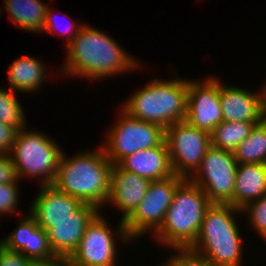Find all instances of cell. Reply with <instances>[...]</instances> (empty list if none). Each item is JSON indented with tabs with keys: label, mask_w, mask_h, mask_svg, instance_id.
I'll return each instance as SVG.
<instances>
[{
	"label": "cell",
	"mask_w": 266,
	"mask_h": 266,
	"mask_svg": "<svg viewBox=\"0 0 266 266\" xmlns=\"http://www.w3.org/2000/svg\"><path fill=\"white\" fill-rule=\"evenodd\" d=\"M66 48L67 58L59 71L66 76L102 81L140 69L139 59L129 55L114 38L88 24L80 28Z\"/></svg>",
	"instance_id": "cell-1"
},
{
	"label": "cell",
	"mask_w": 266,
	"mask_h": 266,
	"mask_svg": "<svg viewBox=\"0 0 266 266\" xmlns=\"http://www.w3.org/2000/svg\"><path fill=\"white\" fill-rule=\"evenodd\" d=\"M112 167L101 146L96 150L80 151L68 158L62 152L52 185L101 211L110 195Z\"/></svg>",
	"instance_id": "cell-2"
},
{
	"label": "cell",
	"mask_w": 266,
	"mask_h": 266,
	"mask_svg": "<svg viewBox=\"0 0 266 266\" xmlns=\"http://www.w3.org/2000/svg\"><path fill=\"white\" fill-rule=\"evenodd\" d=\"M237 212L241 213L242 209L231 204L212 203L205 212L197 239L189 249L211 265L241 266L243 243L235 221Z\"/></svg>",
	"instance_id": "cell-3"
},
{
	"label": "cell",
	"mask_w": 266,
	"mask_h": 266,
	"mask_svg": "<svg viewBox=\"0 0 266 266\" xmlns=\"http://www.w3.org/2000/svg\"><path fill=\"white\" fill-rule=\"evenodd\" d=\"M211 204L203 189L185 178L175 190L165 219L155 232L156 240L171 249L190 248L197 239L205 212Z\"/></svg>",
	"instance_id": "cell-4"
},
{
	"label": "cell",
	"mask_w": 266,
	"mask_h": 266,
	"mask_svg": "<svg viewBox=\"0 0 266 266\" xmlns=\"http://www.w3.org/2000/svg\"><path fill=\"white\" fill-rule=\"evenodd\" d=\"M153 79L132 94L120 107L129 116L155 123L166 129L185 121L187 114L188 79Z\"/></svg>",
	"instance_id": "cell-5"
},
{
	"label": "cell",
	"mask_w": 266,
	"mask_h": 266,
	"mask_svg": "<svg viewBox=\"0 0 266 266\" xmlns=\"http://www.w3.org/2000/svg\"><path fill=\"white\" fill-rule=\"evenodd\" d=\"M45 134L26 128L17 131L9 155L20 181L30 176L39 177L41 185H52L55 181L63 150Z\"/></svg>",
	"instance_id": "cell-6"
},
{
	"label": "cell",
	"mask_w": 266,
	"mask_h": 266,
	"mask_svg": "<svg viewBox=\"0 0 266 266\" xmlns=\"http://www.w3.org/2000/svg\"><path fill=\"white\" fill-rule=\"evenodd\" d=\"M119 110V119L105 133L106 141L102 146L113 165L128 155L160 146L165 141V129L160 125L135 119L121 108Z\"/></svg>",
	"instance_id": "cell-7"
},
{
	"label": "cell",
	"mask_w": 266,
	"mask_h": 266,
	"mask_svg": "<svg viewBox=\"0 0 266 266\" xmlns=\"http://www.w3.org/2000/svg\"><path fill=\"white\" fill-rule=\"evenodd\" d=\"M104 218L99 212L87 225L79 246L69 258L72 266H117L119 247L116 241H132L127 236L123 221L120 220L115 227L117 231H113Z\"/></svg>",
	"instance_id": "cell-8"
},
{
	"label": "cell",
	"mask_w": 266,
	"mask_h": 266,
	"mask_svg": "<svg viewBox=\"0 0 266 266\" xmlns=\"http://www.w3.org/2000/svg\"><path fill=\"white\" fill-rule=\"evenodd\" d=\"M185 178L176 174L165 179L150 182L145 197L136 210L123 222L127 236L132 240L143 237L150 231L154 233L162 225L170 207L174 192Z\"/></svg>",
	"instance_id": "cell-9"
},
{
	"label": "cell",
	"mask_w": 266,
	"mask_h": 266,
	"mask_svg": "<svg viewBox=\"0 0 266 266\" xmlns=\"http://www.w3.org/2000/svg\"><path fill=\"white\" fill-rule=\"evenodd\" d=\"M237 165L233 152L211 145L189 179L203 189L212 203L233 206Z\"/></svg>",
	"instance_id": "cell-10"
},
{
	"label": "cell",
	"mask_w": 266,
	"mask_h": 266,
	"mask_svg": "<svg viewBox=\"0 0 266 266\" xmlns=\"http://www.w3.org/2000/svg\"><path fill=\"white\" fill-rule=\"evenodd\" d=\"M165 141L172 171L183 178H190L196 172L211 146L210 133L193 127L186 121L167 127Z\"/></svg>",
	"instance_id": "cell-11"
},
{
	"label": "cell",
	"mask_w": 266,
	"mask_h": 266,
	"mask_svg": "<svg viewBox=\"0 0 266 266\" xmlns=\"http://www.w3.org/2000/svg\"><path fill=\"white\" fill-rule=\"evenodd\" d=\"M185 121L208 133L223 122L217 77L212 75L206 77L204 81L188 80Z\"/></svg>",
	"instance_id": "cell-12"
},
{
	"label": "cell",
	"mask_w": 266,
	"mask_h": 266,
	"mask_svg": "<svg viewBox=\"0 0 266 266\" xmlns=\"http://www.w3.org/2000/svg\"><path fill=\"white\" fill-rule=\"evenodd\" d=\"M219 80V97L223 121L261 122L266 117V88L258 93L236 86H226Z\"/></svg>",
	"instance_id": "cell-13"
},
{
	"label": "cell",
	"mask_w": 266,
	"mask_h": 266,
	"mask_svg": "<svg viewBox=\"0 0 266 266\" xmlns=\"http://www.w3.org/2000/svg\"><path fill=\"white\" fill-rule=\"evenodd\" d=\"M99 212L95 206L83 203L69 218L56 222L47 231L54 254L70 258L79 246L87 225Z\"/></svg>",
	"instance_id": "cell-14"
},
{
	"label": "cell",
	"mask_w": 266,
	"mask_h": 266,
	"mask_svg": "<svg viewBox=\"0 0 266 266\" xmlns=\"http://www.w3.org/2000/svg\"><path fill=\"white\" fill-rule=\"evenodd\" d=\"M24 217L19 220L18 226L11 234L0 240V244L33 260H49L56 257L47 232L37 224L29 212Z\"/></svg>",
	"instance_id": "cell-15"
},
{
	"label": "cell",
	"mask_w": 266,
	"mask_h": 266,
	"mask_svg": "<svg viewBox=\"0 0 266 266\" xmlns=\"http://www.w3.org/2000/svg\"><path fill=\"white\" fill-rule=\"evenodd\" d=\"M38 192L28 212L46 232L56 222L69 218L83 204L79 199L59 191L54 185H41Z\"/></svg>",
	"instance_id": "cell-16"
},
{
	"label": "cell",
	"mask_w": 266,
	"mask_h": 266,
	"mask_svg": "<svg viewBox=\"0 0 266 266\" xmlns=\"http://www.w3.org/2000/svg\"><path fill=\"white\" fill-rule=\"evenodd\" d=\"M150 180L113 165L111 171L110 195L107 204L123 212L125 221L137 208L148 191Z\"/></svg>",
	"instance_id": "cell-17"
},
{
	"label": "cell",
	"mask_w": 266,
	"mask_h": 266,
	"mask_svg": "<svg viewBox=\"0 0 266 266\" xmlns=\"http://www.w3.org/2000/svg\"><path fill=\"white\" fill-rule=\"evenodd\" d=\"M117 165L121 169L145 177L150 181L165 179L174 174L166 141L160 146L140 150L128 155Z\"/></svg>",
	"instance_id": "cell-18"
},
{
	"label": "cell",
	"mask_w": 266,
	"mask_h": 266,
	"mask_svg": "<svg viewBox=\"0 0 266 266\" xmlns=\"http://www.w3.org/2000/svg\"><path fill=\"white\" fill-rule=\"evenodd\" d=\"M266 194V163L238 164L233 207L243 209Z\"/></svg>",
	"instance_id": "cell-19"
},
{
	"label": "cell",
	"mask_w": 266,
	"mask_h": 266,
	"mask_svg": "<svg viewBox=\"0 0 266 266\" xmlns=\"http://www.w3.org/2000/svg\"><path fill=\"white\" fill-rule=\"evenodd\" d=\"M46 66L38 58L23 55L9 64L8 84L10 89L20 93H33L40 90L46 80Z\"/></svg>",
	"instance_id": "cell-20"
},
{
	"label": "cell",
	"mask_w": 266,
	"mask_h": 266,
	"mask_svg": "<svg viewBox=\"0 0 266 266\" xmlns=\"http://www.w3.org/2000/svg\"><path fill=\"white\" fill-rule=\"evenodd\" d=\"M3 3L15 26L28 32L42 33L48 3L41 0H4Z\"/></svg>",
	"instance_id": "cell-21"
},
{
	"label": "cell",
	"mask_w": 266,
	"mask_h": 266,
	"mask_svg": "<svg viewBox=\"0 0 266 266\" xmlns=\"http://www.w3.org/2000/svg\"><path fill=\"white\" fill-rule=\"evenodd\" d=\"M260 122L223 121L210 133L211 145L225 151L234 152L251 133L255 124Z\"/></svg>",
	"instance_id": "cell-22"
},
{
	"label": "cell",
	"mask_w": 266,
	"mask_h": 266,
	"mask_svg": "<svg viewBox=\"0 0 266 266\" xmlns=\"http://www.w3.org/2000/svg\"><path fill=\"white\" fill-rule=\"evenodd\" d=\"M238 164L266 163V117L233 152Z\"/></svg>",
	"instance_id": "cell-23"
},
{
	"label": "cell",
	"mask_w": 266,
	"mask_h": 266,
	"mask_svg": "<svg viewBox=\"0 0 266 266\" xmlns=\"http://www.w3.org/2000/svg\"><path fill=\"white\" fill-rule=\"evenodd\" d=\"M9 89V90H8ZM0 86V122L11 125L17 130L27 126L26 115L16 92Z\"/></svg>",
	"instance_id": "cell-24"
},
{
	"label": "cell",
	"mask_w": 266,
	"mask_h": 266,
	"mask_svg": "<svg viewBox=\"0 0 266 266\" xmlns=\"http://www.w3.org/2000/svg\"><path fill=\"white\" fill-rule=\"evenodd\" d=\"M242 212L247 213L251 229H254L266 242V194L248 203Z\"/></svg>",
	"instance_id": "cell-25"
},
{
	"label": "cell",
	"mask_w": 266,
	"mask_h": 266,
	"mask_svg": "<svg viewBox=\"0 0 266 266\" xmlns=\"http://www.w3.org/2000/svg\"><path fill=\"white\" fill-rule=\"evenodd\" d=\"M56 14L54 12H52L51 8L48 7L47 9V14H46V18H45V23L43 26V31L44 33H52V35H57L58 33V29L56 28L57 25V19L55 20L54 17ZM84 24H82V22L77 23L72 21V23H70V21L68 22V24L65 27H62V30L60 29V35L61 36H65L67 37L65 40V47L68 46V44L77 36L80 28L83 26ZM59 27V26H58ZM57 32V33H56Z\"/></svg>",
	"instance_id": "cell-26"
},
{
	"label": "cell",
	"mask_w": 266,
	"mask_h": 266,
	"mask_svg": "<svg viewBox=\"0 0 266 266\" xmlns=\"http://www.w3.org/2000/svg\"><path fill=\"white\" fill-rule=\"evenodd\" d=\"M19 182H9L0 185V216L13 213L19 202ZM17 206V207H16Z\"/></svg>",
	"instance_id": "cell-27"
},
{
	"label": "cell",
	"mask_w": 266,
	"mask_h": 266,
	"mask_svg": "<svg viewBox=\"0 0 266 266\" xmlns=\"http://www.w3.org/2000/svg\"><path fill=\"white\" fill-rule=\"evenodd\" d=\"M173 250L177 253L167 259L166 263L169 266H206L208 264L200 254L189 248Z\"/></svg>",
	"instance_id": "cell-28"
},
{
	"label": "cell",
	"mask_w": 266,
	"mask_h": 266,
	"mask_svg": "<svg viewBox=\"0 0 266 266\" xmlns=\"http://www.w3.org/2000/svg\"><path fill=\"white\" fill-rule=\"evenodd\" d=\"M34 260L0 244V266H33Z\"/></svg>",
	"instance_id": "cell-29"
},
{
	"label": "cell",
	"mask_w": 266,
	"mask_h": 266,
	"mask_svg": "<svg viewBox=\"0 0 266 266\" xmlns=\"http://www.w3.org/2000/svg\"><path fill=\"white\" fill-rule=\"evenodd\" d=\"M15 166L9 154L0 155V185L9 182H19Z\"/></svg>",
	"instance_id": "cell-30"
},
{
	"label": "cell",
	"mask_w": 266,
	"mask_h": 266,
	"mask_svg": "<svg viewBox=\"0 0 266 266\" xmlns=\"http://www.w3.org/2000/svg\"><path fill=\"white\" fill-rule=\"evenodd\" d=\"M17 131L15 127L0 122V155L10 153Z\"/></svg>",
	"instance_id": "cell-31"
},
{
	"label": "cell",
	"mask_w": 266,
	"mask_h": 266,
	"mask_svg": "<svg viewBox=\"0 0 266 266\" xmlns=\"http://www.w3.org/2000/svg\"><path fill=\"white\" fill-rule=\"evenodd\" d=\"M33 266H72L67 257L56 256L49 260H34Z\"/></svg>",
	"instance_id": "cell-32"
},
{
	"label": "cell",
	"mask_w": 266,
	"mask_h": 266,
	"mask_svg": "<svg viewBox=\"0 0 266 266\" xmlns=\"http://www.w3.org/2000/svg\"><path fill=\"white\" fill-rule=\"evenodd\" d=\"M159 266H169L167 263H162L161 265Z\"/></svg>",
	"instance_id": "cell-33"
}]
</instances>
